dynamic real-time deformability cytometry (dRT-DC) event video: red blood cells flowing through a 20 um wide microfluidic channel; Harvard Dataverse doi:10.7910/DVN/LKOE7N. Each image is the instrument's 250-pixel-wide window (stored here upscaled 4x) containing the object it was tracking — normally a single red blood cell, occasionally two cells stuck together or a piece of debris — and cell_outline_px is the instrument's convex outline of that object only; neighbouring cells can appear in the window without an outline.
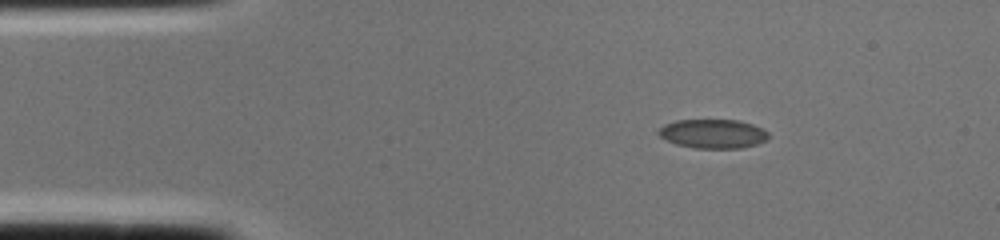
{"species": "common noctule bat (a hibernating species)", "species_latin": "Nyctalus noctula", "temperature_condition": "cold", "stored_images_in_passage": 1, "camera_frame_rate_fps": 3000, "um_per_image_px": 0.085, "animal": {"sex": "female", "body_mass_g": 22.0, "forearm_length_mm": 56.7}, "frame": {"image": 1, "passage_image": 1, "time_ms": 0.0, "image_size_px": [1000, 240], "cell_outline_px": [[768, 140], [756, 144], [740, 148], [696, 148], [676, 144], [660, 136], [656, 132], [664, 124], [676, 120], [740, 120], [752, 124], [768, 132]], "centroid_in_image_um": [60.6, 11.36], "position_along_channel_um": 24.4, "area_um2": 18.55}}